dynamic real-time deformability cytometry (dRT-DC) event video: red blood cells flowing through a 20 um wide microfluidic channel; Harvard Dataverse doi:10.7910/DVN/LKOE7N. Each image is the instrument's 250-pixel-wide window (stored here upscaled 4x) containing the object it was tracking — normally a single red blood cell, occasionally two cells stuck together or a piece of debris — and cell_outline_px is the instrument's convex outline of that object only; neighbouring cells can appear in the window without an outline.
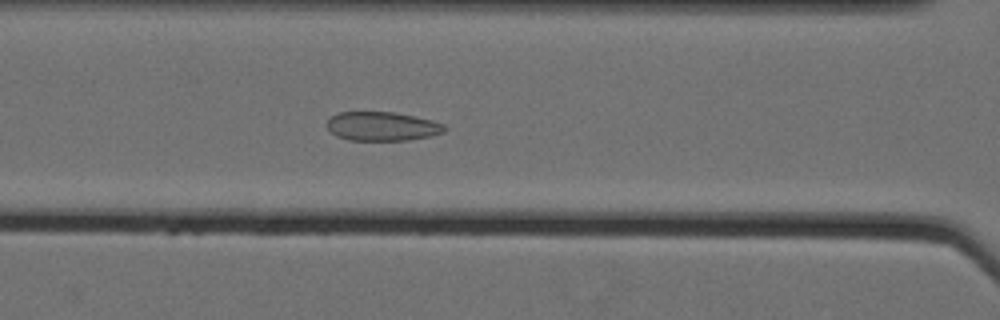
{"species": "Egyptian fruit bat (a non-hibernating species)", "species_latin": "Rousettus aegyptiacus", "temperature_condition": "cold", "stored_images_in_passage": 54, "camera_frame_rate_fps": 3000, "um_per_image_px": 0.085, "animal": {"sex": "female"}, "frame": {"image": 1, "passage_image": 23, "time_ms": 7.333, "image_size_px": [1000, 320], "cell_outline_px": [[448, 128], [444, 132], [432, 136], [408, 140], [348, 140], [336, 136], [328, 132], [324, 124], [332, 116], [340, 112], [392, 112], [416, 116], [432, 120], [444, 124]], "centroid_in_image_um": [32.47, 10.74], "position_along_channel_um": 134.1, "area_um2": 20.17}}
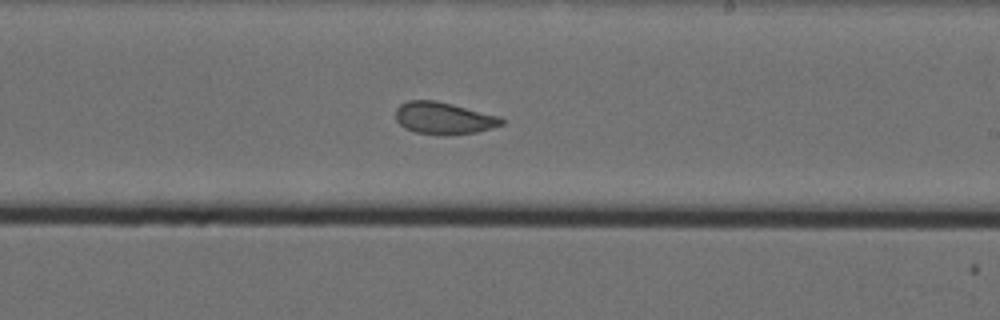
{"frame": {"image": 2, "passage_image": 33, "time_ms": 10.667, "image_size_px": [1000, 320], "cell_outline_px": [[504, 124], [492, 128], [476, 132], [440, 136], [416, 132], [404, 128], [396, 120], [396, 108], [400, 104], [408, 100], [436, 100], [500, 116], [504, 120]], "centroid_in_image_um": [37.71, 10.05], "position_along_channel_um": 251.3, "area_um2": 19.94}}
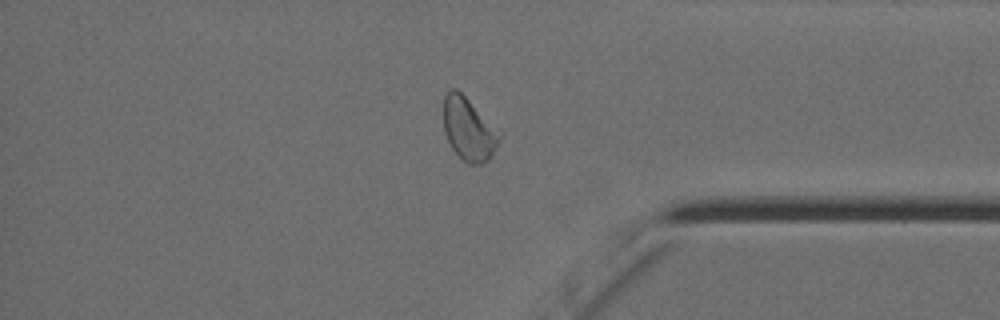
{"frame": {"image": 3, "passage_image": 46, "time_ms": 15.0, "image_size_px": [1000, 320], "cell_outline_px": [[504, 132], [488, 160], [480, 164], [468, 164], [452, 148], [444, 132], [444, 96], [452, 88], [456, 88]], "centroid_in_image_um": [39.88, 10.96], "position_along_channel_um": 395.3, "area_um2": 20.58}, "authors_computed_cell_mechanics": {"area_um2": 21.4149, "velocity_mm_per_s": 3.5269, "shape_relaxation_time_tau1_ms": null, "shape_relaxation_time_tau2_ms": 1.4969, "deformation_change_tau1": null, "deformation_change_tau2": 0.0843}}